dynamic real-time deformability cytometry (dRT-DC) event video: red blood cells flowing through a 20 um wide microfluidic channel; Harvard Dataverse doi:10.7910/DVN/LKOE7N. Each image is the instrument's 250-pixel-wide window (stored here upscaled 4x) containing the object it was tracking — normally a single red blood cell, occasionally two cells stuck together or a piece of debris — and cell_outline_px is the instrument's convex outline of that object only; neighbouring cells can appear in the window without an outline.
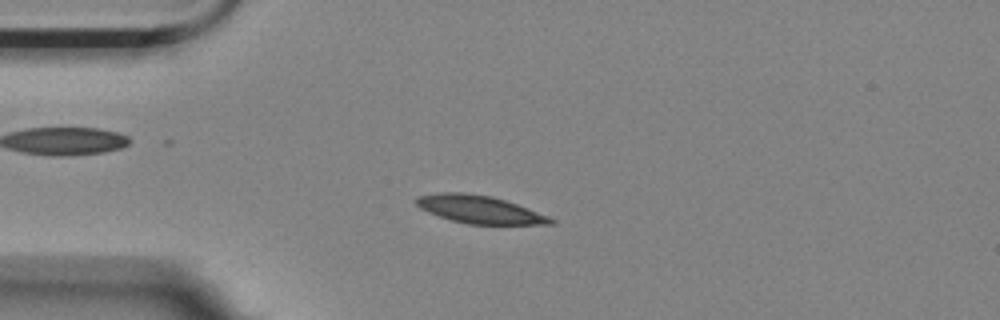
{"species": "Egyptian fruit bat (a non-hibernating species)", "species_latin": "Rousettus aegyptiacus", "temperature_condition": "room temperature", "stored_images_in_passage": 56, "camera_frame_rate_fps": 3000, "um_per_image_px": 0.085, "animal": {"sex": "female"}, "frame": {"image": 1, "passage_image": 13, "time_ms": 4.0, "image_size_px": [1000, 320], "cell_outline_px": [[556, 224], [468, 224], [452, 220], [428, 212], [420, 208], [416, 204], [416, 196], [436, 192], [464, 192], [492, 196], [528, 208], [548, 216], [556, 220]], "centroid_in_image_um": [40.74, 17.79], "position_along_channel_um": 44.3, "area_um2": 21.73}}
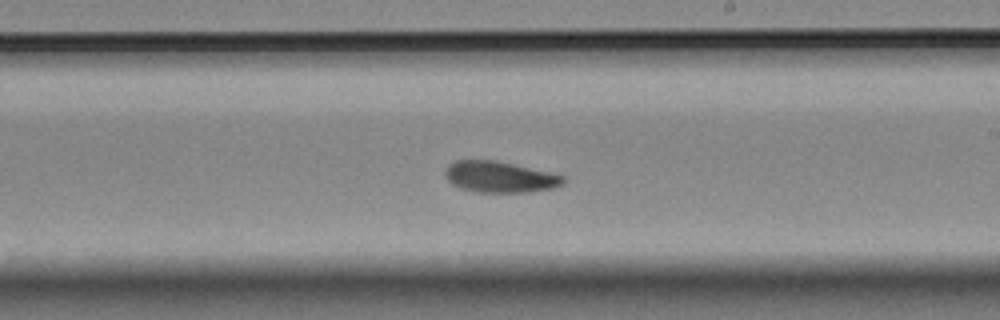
{"frame": {"image": 2, "passage_image": 32, "time_ms": 10.333, "image_size_px": [1000, 320], "cell_outline_px": [[564, 184], [552, 188], [528, 192], [480, 192], [460, 188], [452, 184], [444, 176], [444, 172], [448, 164], [456, 160], [496, 160], [552, 172], [564, 176]], "centroid_in_image_um": [42.47, 15.03], "position_along_channel_um": 246.5, "area_um2": 21.56}}
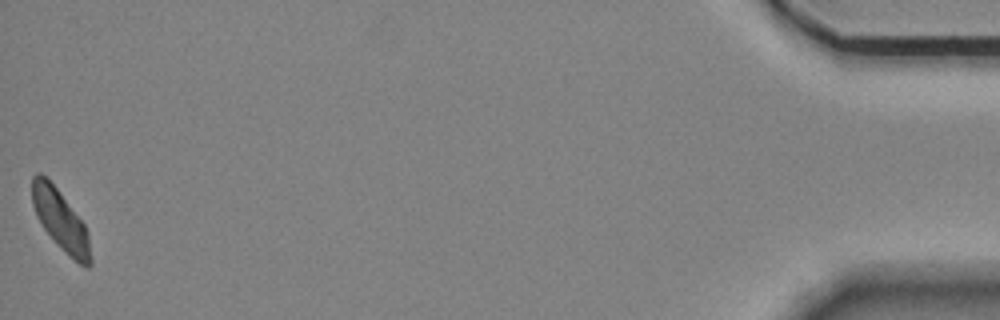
{"frame": {"image": 3, "passage_image": 56, "time_ms": 18.333, "image_size_px": [1000, 320], "cell_outline_px": [[92, 264], [88, 268], [80, 264], [68, 256], [60, 248], [44, 228], [36, 216], [32, 204], [32, 176], [36, 172], [40, 172], [56, 188], [84, 224], [88, 232], [92, 260]], "centroid_in_image_um": [5.15, 18.76], "position_along_channel_um": 430.0, "area_um2": 20.4}, "authors_computed_cell_mechanics": {"area_um2": 21.4727, "velocity_mm_per_s": 3.4775, "shape_relaxation_time_tau1_ms": 6.3298, "shape_relaxation_time_tau2_ms": 5.8986, "deformation_change_tau1": 0.1795, "deformation_change_tau2": 0.1041}}